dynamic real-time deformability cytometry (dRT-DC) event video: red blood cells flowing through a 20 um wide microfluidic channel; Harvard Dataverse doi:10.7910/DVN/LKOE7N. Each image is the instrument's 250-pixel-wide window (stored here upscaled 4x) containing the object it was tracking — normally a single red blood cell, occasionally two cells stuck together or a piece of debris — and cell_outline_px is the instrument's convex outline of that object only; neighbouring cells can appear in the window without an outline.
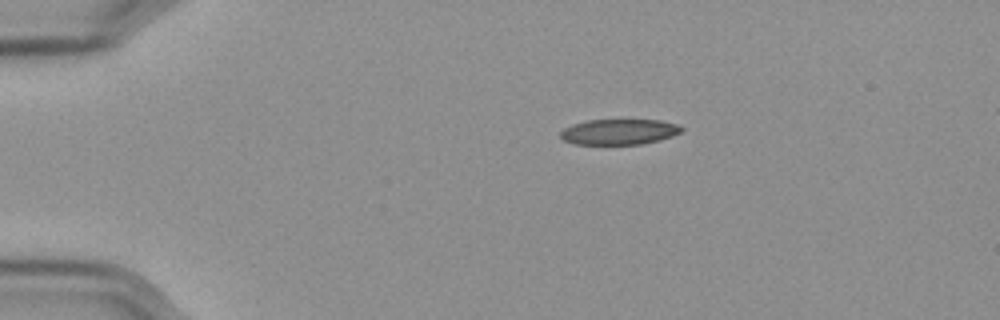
{"species": "Egyptian fruit bat (a non-hibernating species)", "species_latin": "Rousettus aegyptiacus", "temperature_condition": "cold", "stored_images_in_passage": 47, "camera_frame_rate_fps": 3000, "um_per_image_px": 0.085, "frame": {"image": 1, "passage_image": 1, "time_ms": 0.0, "image_size_px": [1000, 320], "cell_outline_px": [[684, 128], [680, 132], [672, 136], [660, 140], [640, 144], [576, 144], [564, 140], [560, 136], [560, 132], [564, 128], [572, 124], [588, 120], [660, 120], [676, 124]], "centroid_in_image_um": [52.62, 11.2], "position_along_channel_um": 32.4, "area_um2": 17.92}}
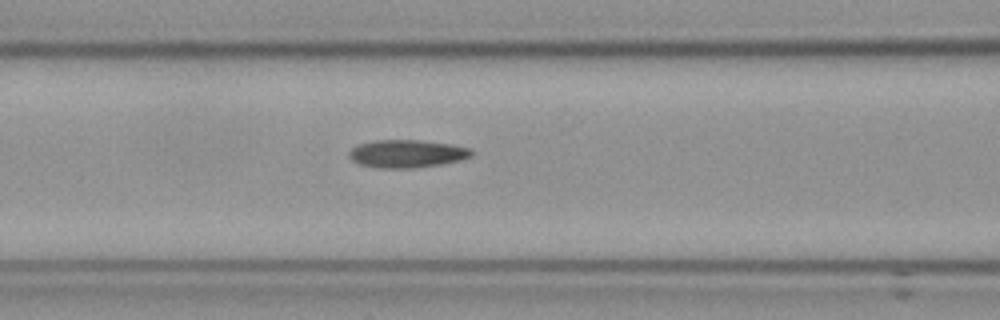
{"frame": {"image": 2, "passage_image": 14, "time_ms": 4.333, "image_size_px": [1000, 320], "cell_outline_px": [[472, 156], [460, 160], [440, 164], [412, 168], [376, 168], [356, 164], [348, 156], [348, 152], [352, 148], [360, 144], [376, 140], [420, 140], [452, 144], [472, 148]], "centroid_in_image_um": [34.57, 13.07], "position_along_channel_um": 132.0, "area_um2": 20.0}}
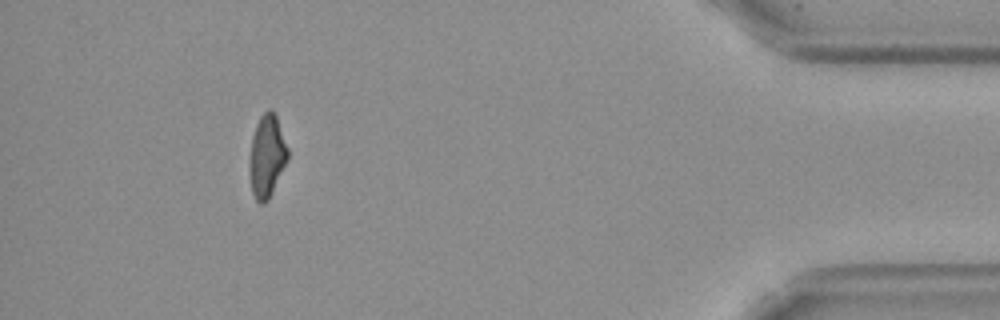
{"frame": {"image": 3, "passage_image": 42, "time_ms": 13.667, "image_size_px": [1000, 320], "cell_outline_px": [[288, 156], [268, 200], [264, 204], [260, 204], [256, 200], [252, 192], [248, 168], [252, 136], [256, 124], [260, 116], [268, 108], [272, 108], [276, 116], [288, 148]], "centroid_in_image_um": [22.65, 13.25], "position_along_channel_um": 412.5, "area_um2": 18.26}, "authors_computed_cell_mechanics": {"area_um2": 19.363, "velocity_mm_per_s": 3.5863, "shape_relaxation_time_tau1_ms": null, "shape_relaxation_time_tau2_ms": 3.422, "deformation_change_tau1": null, "deformation_change_tau2": 0.1174}}